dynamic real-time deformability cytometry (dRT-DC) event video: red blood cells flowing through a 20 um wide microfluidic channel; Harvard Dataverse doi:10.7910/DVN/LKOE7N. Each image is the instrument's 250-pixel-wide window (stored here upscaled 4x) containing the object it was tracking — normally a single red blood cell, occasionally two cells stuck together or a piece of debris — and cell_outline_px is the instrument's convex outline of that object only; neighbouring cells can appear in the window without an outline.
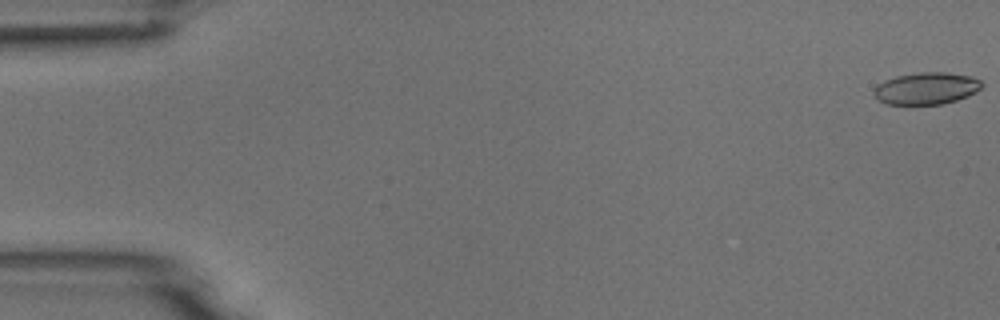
{"species": "common noctule bat (a hibernating species)", "species_latin": "Nyctalus noctula", "temperature_condition": "room temperature", "stored_images_in_passage": 6, "camera_frame_rate_fps": 3000, "um_per_image_px": 0.085, "animal": {"sex": "male", "body_mass_g": 18.8}, "frame": {"image": 1, "passage_image": 1, "time_ms": 0.0, "image_size_px": [1000, 320], "cell_outline_px": [[984, 84], [976, 92], [968, 96], [944, 104], [888, 104], [880, 100], [872, 92], [884, 80], [896, 76], [920, 72], [948, 72], [972, 76], [980, 80]], "centroid_in_image_um": [78.79, 7.5], "position_along_channel_um": 6.2, "area_um2": 20.06}}
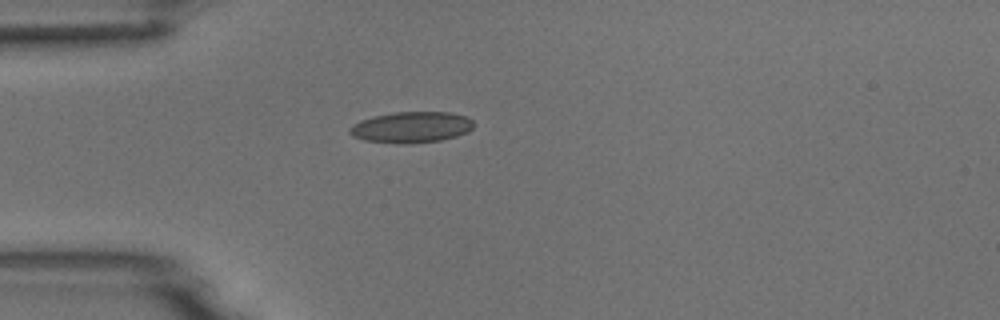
{"frame": {"image": 2, "passage_image": 5, "time_ms": 4.667, "image_size_px": [1000, 320], "cell_outline_px": [[472, 128], [468, 132], [456, 136], [440, 140], [408, 144], [400, 144], [364, 140], [352, 136], [348, 132], [348, 128], [352, 124], [360, 120], [372, 116], [392, 112], [452, 112], [468, 116], [472, 120]], "centroid_in_image_um": [34.93, 10.81], "position_along_channel_um": 50.1, "area_um2": 22.72}}